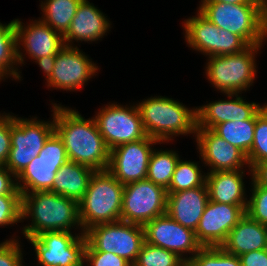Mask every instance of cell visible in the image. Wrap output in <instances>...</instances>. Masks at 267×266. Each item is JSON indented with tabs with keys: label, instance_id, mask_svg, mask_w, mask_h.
I'll use <instances>...</instances> for the list:
<instances>
[{
	"label": "cell",
	"instance_id": "cell-24",
	"mask_svg": "<svg viewBox=\"0 0 267 266\" xmlns=\"http://www.w3.org/2000/svg\"><path fill=\"white\" fill-rule=\"evenodd\" d=\"M94 172V169L86 165L68 160L57 171L50 191L79 203Z\"/></svg>",
	"mask_w": 267,
	"mask_h": 266
},
{
	"label": "cell",
	"instance_id": "cell-25",
	"mask_svg": "<svg viewBox=\"0 0 267 266\" xmlns=\"http://www.w3.org/2000/svg\"><path fill=\"white\" fill-rule=\"evenodd\" d=\"M193 17L184 20L185 41L188 47L204 53L207 57L217 56L219 28L211 23L199 10Z\"/></svg>",
	"mask_w": 267,
	"mask_h": 266
},
{
	"label": "cell",
	"instance_id": "cell-1",
	"mask_svg": "<svg viewBox=\"0 0 267 266\" xmlns=\"http://www.w3.org/2000/svg\"><path fill=\"white\" fill-rule=\"evenodd\" d=\"M55 132L63 140L68 160L95 171L107 170L110 149L100 134L94 118L84 119L72 108L52 103Z\"/></svg>",
	"mask_w": 267,
	"mask_h": 266
},
{
	"label": "cell",
	"instance_id": "cell-14",
	"mask_svg": "<svg viewBox=\"0 0 267 266\" xmlns=\"http://www.w3.org/2000/svg\"><path fill=\"white\" fill-rule=\"evenodd\" d=\"M162 144L152 137L124 143L110 150L107 170L121 183L147 178L149 159L154 148L152 145Z\"/></svg>",
	"mask_w": 267,
	"mask_h": 266
},
{
	"label": "cell",
	"instance_id": "cell-34",
	"mask_svg": "<svg viewBox=\"0 0 267 266\" xmlns=\"http://www.w3.org/2000/svg\"><path fill=\"white\" fill-rule=\"evenodd\" d=\"M252 194L247 200L246 214L260 224L267 226V187L258 185L251 174Z\"/></svg>",
	"mask_w": 267,
	"mask_h": 266
},
{
	"label": "cell",
	"instance_id": "cell-40",
	"mask_svg": "<svg viewBox=\"0 0 267 266\" xmlns=\"http://www.w3.org/2000/svg\"><path fill=\"white\" fill-rule=\"evenodd\" d=\"M21 194L16 177L3 165L0 167V195Z\"/></svg>",
	"mask_w": 267,
	"mask_h": 266
},
{
	"label": "cell",
	"instance_id": "cell-2",
	"mask_svg": "<svg viewBox=\"0 0 267 266\" xmlns=\"http://www.w3.org/2000/svg\"><path fill=\"white\" fill-rule=\"evenodd\" d=\"M21 217L22 221L31 217L32 221L22 228L26 239L44 232H71L75 227L81 228L80 232L84 233L79 220L78 203L51 191L23 193Z\"/></svg>",
	"mask_w": 267,
	"mask_h": 266
},
{
	"label": "cell",
	"instance_id": "cell-44",
	"mask_svg": "<svg viewBox=\"0 0 267 266\" xmlns=\"http://www.w3.org/2000/svg\"><path fill=\"white\" fill-rule=\"evenodd\" d=\"M201 3L262 4L259 0H201Z\"/></svg>",
	"mask_w": 267,
	"mask_h": 266
},
{
	"label": "cell",
	"instance_id": "cell-7",
	"mask_svg": "<svg viewBox=\"0 0 267 266\" xmlns=\"http://www.w3.org/2000/svg\"><path fill=\"white\" fill-rule=\"evenodd\" d=\"M54 132V121L11 115V149L4 166L17 177L39 155Z\"/></svg>",
	"mask_w": 267,
	"mask_h": 266
},
{
	"label": "cell",
	"instance_id": "cell-5",
	"mask_svg": "<svg viewBox=\"0 0 267 266\" xmlns=\"http://www.w3.org/2000/svg\"><path fill=\"white\" fill-rule=\"evenodd\" d=\"M262 46L254 44L239 53L209 56L205 69L208 81L223 94L249 90L257 74L255 57Z\"/></svg>",
	"mask_w": 267,
	"mask_h": 266
},
{
	"label": "cell",
	"instance_id": "cell-3",
	"mask_svg": "<svg viewBox=\"0 0 267 266\" xmlns=\"http://www.w3.org/2000/svg\"><path fill=\"white\" fill-rule=\"evenodd\" d=\"M147 136L160 143L172 141L173 136L196 135V108L189 109L172 98L154 96L136 104Z\"/></svg>",
	"mask_w": 267,
	"mask_h": 266
},
{
	"label": "cell",
	"instance_id": "cell-12",
	"mask_svg": "<svg viewBox=\"0 0 267 266\" xmlns=\"http://www.w3.org/2000/svg\"><path fill=\"white\" fill-rule=\"evenodd\" d=\"M93 118L110 150L147 136L138 107L134 104L129 107L119 105V103H109L102 107Z\"/></svg>",
	"mask_w": 267,
	"mask_h": 266
},
{
	"label": "cell",
	"instance_id": "cell-20",
	"mask_svg": "<svg viewBox=\"0 0 267 266\" xmlns=\"http://www.w3.org/2000/svg\"><path fill=\"white\" fill-rule=\"evenodd\" d=\"M105 14L88 0H82L77 7L69 29L63 35L64 44L72 46L73 40L96 42L107 35L111 22ZM106 33V34H105Z\"/></svg>",
	"mask_w": 267,
	"mask_h": 266
},
{
	"label": "cell",
	"instance_id": "cell-32",
	"mask_svg": "<svg viewBox=\"0 0 267 266\" xmlns=\"http://www.w3.org/2000/svg\"><path fill=\"white\" fill-rule=\"evenodd\" d=\"M183 261L170 250L144 242L132 266H182Z\"/></svg>",
	"mask_w": 267,
	"mask_h": 266
},
{
	"label": "cell",
	"instance_id": "cell-17",
	"mask_svg": "<svg viewBox=\"0 0 267 266\" xmlns=\"http://www.w3.org/2000/svg\"><path fill=\"white\" fill-rule=\"evenodd\" d=\"M17 35V58L18 64H24L25 55L27 54L32 60L42 58L43 56L57 55L64 47L63 35L40 18L32 19L27 26L19 19H14ZM24 48L23 52L21 49ZM24 56V57H23Z\"/></svg>",
	"mask_w": 267,
	"mask_h": 266
},
{
	"label": "cell",
	"instance_id": "cell-8",
	"mask_svg": "<svg viewBox=\"0 0 267 266\" xmlns=\"http://www.w3.org/2000/svg\"><path fill=\"white\" fill-rule=\"evenodd\" d=\"M84 234L87 243L95 251L114 253L131 264L145 242L143 226L122 220L95 225Z\"/></svg>",
	"mask_w": 267,
	"mask_h": 266
},
{
	"label": "cell",
	"instance_id": "cell-37",
	"mask_svg": "<svg viewBox=\"0 0 267 266\" xmlns=\"http://www.w3.org/2000/svg\"><path fill=\"white\" fill-rule=\"evenodd\" d=\"M85 262L90 266H132L123 257L114 253L95 251L88 243L85 250Z\"/></svg>",
	"mask_w": 267,
	"mask_h": 266
},
{
	"label": "cell",
	"instance_id": "cell-41",
	"mask_svg": "<svg viewBox=\"0 0 267 266\" xmlns=\"http://www.w3.org/2000/svg\"><path fill=\"white\" fill-rule=\"evenodd\" d=\"M239 258L241 266H267V252L265 249L241 254Z\"/></svg>",
	"mask_w": 267,
	"mask_h": 266
},
{
	"label": "cell",
	"instance_id": "cell-16",
	"mask_svg": "<svg viewBox=\"0 0 267 266\" xmlns=\"http://www.w3.org/2000/svg\"><path fill=\"white\" fill-rule=\"evenodd\" d=\"M247 205H230L208 201L195 230L197 241L202 247H219L229 232L246 214Z\"/></svg>",
	"mask_w": 267,
	"mask_h": 266
},
{
	"label": "cell",
	"instance_id": "cell-28",
	"mask_svg": "<svg viewBox=\"0 0 267 266\" xmlns=\"http://www.w3.org/2000/svg\"><path fill=\"white\" fill-rule=\"evenodd\" d=\"M17 35L14 19L8 24L0 22V73L14 80H21L18 72Z\"/></svg>",
	"mask_w": 267,
	"mask_h": 266
},
{
	"label": "cell",
	"instance_id": "cell-19",
	"mask_svg": "<svg viewBox=\"0 0 267 266\" xmlns=\"http://www.w3.org/2000/svg\"><path fill=\"white\" fill-rule=\"evenodd\" d=\"M225 95L229 99L213 101L199 108L196 107L197 129L212 130L222 122L248 120L263 107L259 103L245 101L239 94Z\"/></svg>",
	"mask_w": 267,
	"mask_h": 266
},
{
	"label": "cell",
	"instance_id": "cell-45",
	"mask_svg": "<svg viewBox=\"0 0 267 266\" xmlns=\"http://www.w3.org/2000/svg\"><path fill=\"white\" fill-rule=\"evenodd\" d=\"M262 31L265 40H267V0L262 2Z\"/></svg>",
	"mask_w": 267,
	"mask_h": 266
},
{
	"label": "cell",
	"instance_id": "cell-13",
	"mask_svg": "<svg viewBox=\"0 0 267 266\" xmlns=\"http://www.w3.org/2000/svg\"><path fill=\"white\" fill-rule=\"evenodd\" d=\"M143 228L145 242L170 250L184 261L191 260L202 248L196 239L195 232L173 220L167 213L149 221ZM187 254L190 256L188 257Z\"/></svg>",
	"mask_w": 267,
	"mask_h": 266
},
{
	"label": "cell",
	"instance_id": "cell-15",
	"mask_svg": "<svg viewBox=\"0 0 267 266\" xmlns=\"http://www.w3.org/2000/svg\"><path fill=\"white\" fill-rule=\"evenodd\" d=\"M74 46L64 45L57 53L53 72L46 82L48 88L77 91L98 72L96 63Z\"/></svg>",
	"mask_w": 267,
	"mask_h": 266
},
{
	"label": "cell",
	"instance_id": "cell-46",
	"mask_svg": "<svg viewBox=\"0 0 267 266\" xmlns=\"http://www.w3.org/2000/svg\"><path fill=\"white\" fill-rule=\"evenodd\" d=\"M182 266H197L192 260L183 261Z\"/></svg>",
	"mask_w": 267,
	"mask_h": 266
},
{
	"label": "cell",
	"instance_id": "cell-29",
	"mask_svg": "<svg viewBox=\"0 0 267 266\" xmlns=\"http://www.w3.org/2000/svg\"><path fill=\"white\" fill-rule=\"evenodd\" d=\"M179 158L178 153L172 149H154L149 159L147 179L167 190Z\"/></svg>",
	"mask_w": 267,
	"mask_h": 266
},
{
	"label": "cell",
	"instance_id": "cell-10",
	"mask_svg": "<svg viewBox=\"0 0 267 266\" xmlns=\"http://www.w3.org/2000/svg\"><path fill=\"white\" fill-rule=\"evenodd\" d=\"M167 190L146 179L124 185L121 220L144 226L166 213Z\"/></svg>",
	"mask_w": 267,
	"mask_h": 266
},
{
	"label": "cell",
	"instance_id": "cell-30",
	"mask_svg": "<svg viewBox=\"0 0 267 266\" xmlns=\"http://www.w3.org/2000/svg\"><path fill=\"white\" fill-rule=\"evenodd\" d=\"M198 162L183 161L179 158L167 193L185 191L203 186L206 183V174H202Z\"/></svg>",
	"mask_w": 267,
	"mask_h": 266
},
{
	"label": "cell",
	"instance_id": "cell-21",
	"mask_svg": "<svg viewBox=\"0 0 267 266\" xmlns=\"http://www.w3.org/2000/svg\"><path fill=\"white\" fill-rule=\"evenodd\" d=\"M208 201L206 183L185 191L168 193L166 213L182 226L195 232Z\"/></svg>",
	"mask_w": 267,
	"mask_h": 266
},
{
	"label": "cell",
	"instance_id": "cell-31",
	"mask_svg": "<svg viewBox=\"0 0 267 266\" xmlns=\"http://www.w3.org/2000/svg\"><path fill=\"white\" fill-rule=\"evenodd\" d=\"M254 139L248 153L247 161L250 170L261 162L267 161V104L256 113Z\"/></svg>",
	"mask_w": 267,
	"mask_h": 266
},
{
	"label": "cell",
	"instance_id": "cell-22",
	"mask_svg": "<svg viewBox=\"0 0 267 266\" xmlns=\"http://www.w3.org/2000/svg\"><path fill=\"white\" fill-rule=\"evenodd\" d=\"M244 170L207 172L209 200L230 205H247Z\"/></svg>",
	"mask_w": 267,
	"mask_h": 266
},
{
	"label": "cell",
	"instance_id": "cell-48",
	"mask_svg": "<svg viewBox=\"0 0 267 266\" xmlns=\"http://www.w3.org/2000/svg\"><path fill=\"white\" fill-rule=\"evenodd\" d=\"M265 251L267 252V236H266Z\"/></svg>",
	"mask_w": 267,
	"mask_h": 266
},
{
	"label": "cell",
	"instance_id": "cell-18",
	"mask_svg": "<svg viewBox=\"0 0 267 266\" xmlns=\"http://www.w3.org/2000/svg\"><path fill=\"white\" fill-rule=\"evenodd\" d=\"M195 139L201 156L199 158L204 166L206 164L209 167L210 172L242 170L247 166L252 174L246 155L211 129H197Z\"/></svg>",
	"mask_w": 267,
	"mask_h": 266
},
{
	"label": "cell",
	"instance_id": "cell-39",
	"mask_svg": "<svg viewBox=\"0 0 267 266\" xmlns=\"http://www.w3.org/2000/svg\"><path fill=\"white\" fill-rule=\"evenodd\" d=\"M11 115L0 113V162L5 165L11 149Z\"/></svg>",
	"mask_w": 267,
	"mask_h": 266
},
{
	"label": "cell",
	"instance_id": "cell-43",
	"mask_svg": "<svg viewBox=\"0 0 267 266\" xmlns=\"http://www.w3.org/2000/svg\"><path fill=\"white\" fill-rule=\"evenodd\" d=\"M55 57L56 55L43 56L42 58L35 59L34 61L39 65V67H41L40 69L44 72L46 81L50 78L53 72Z\"/></svg>",
	"mask_w": 267,
	"mask_h": 266
},
{
	"label": "cell",
	"instance_id": "cell-47",
	"mask_svg": "<svg viewBox=\"0 0 267 266\" xmlns=\"http://www.w3.org/2000/svg\"><path fill=\"white\" fill-rule=\"evenodd\" d=\"M4 79H5V77L0 73V81L4 80Z\"/></svg>",
	"mask_w": 267,
	"mask_h": 266
},
{
	"label": "cell",
	"instance_id": "cell-36",
	"mask_svg": "<svg viewBox=\"0 0 267 266\" xmlns=\"http://www.w3.org/2000/svg\"><path fill=\"white\" fill-rule=\"evenodd\" d=\"M217 39V56L235 54L243 51L249 45L238 35L219 28Z\"/></svg>",
	"mask_w": 267,
	"mask_h": 266
},
{
	"label": "cell",
	"instance_id": "cell-33",
	"mask_svg": "<svg viewBox=\"0 0 267 266\" xmlns=\"http://www.w3.org/2000/svg\"><path fill=\"white\" fill-rule=\"evenodd\" d=\"M191 260L197 266H241L239 256L219 247H202Z\"/></svg>",
	"mask_w": 267,
	"mask_h": 266
},
{
	"label": "cell",
	"instance_id": "cell-27",
	"mask_svg": "<svg viewBox=\"0 0 267 266\" xmlns=\"http://www.w3.org/2000/svg\"><path fill=\"white\" fill-rule=\"evenodd\" d=\"M82 0H45L41 1L40 18L53 30L64 35L70 27L73 17L76 14L78 5ZM44 16V17H43Z\"/></svg>",
	"mask_w": 267,
	"mask_h": 266
},
{
	"label": "cell",
	"instance_id": "cell-4",
	"mask_svg": "<svg viewBox=\"0 0 267 266\" xmlns=\"http://www.w3.org/2000/svg\"><path fill=\"white\" fill-rule=\"evenodd\" d=\"M124 184L108 170L95 171L88 188L78 203L82 230L104 223L121 220Z\"/></svg>",
	"mask_w": 267,
	"mask_h": 266
},
{
	"label": "cell",
	"instance_id": "cell-9",
	"mask_svg": "<svg viewBox=\"0 0 267 266\" xmlns=\"http://www.w3.org/2000/svg\"><path fill=\"white\" fill-rule=\"evenodd\" d=\"M35 250L40 266H84L87 241L84 233L44 232L27 238Z\"/></svg>",
	"mask_w": 267,
	"mask_h": 266
},
{
	"label": "cell",
	"instance_id": "cell-35",
	"mask_svg": "<svg viewBox=\"0 0 267 266\" xmlns=\"http://www.w3.org/2000/svg\"><path fill=\"white\" fill-rule=\"evenodd\" d=\"M22 194L0 195V227L22 222Z\"/></svg>",
	"mask_w": 267,
	"mask_h": 266
},
{
	"label": "cell",
	"instance_id": "cell-23",
	"mask_svg": "<svg viewBox=\"0 0 267 266\" xmlns=\"http://www.w3.org/2000/svg\"><path fill=\"white\" fill-rule=\"evenodd\" d=\"M267 226L245 214L229 232L221 247L228 253L240 256L250 251L265 249Z\"/></svg>",
	"mask_w": 267,
	"mask_h": 266
},
{
	"label": "cell",
	"instance_id": "cell-26",
	"mask_svg": "<svg viewBox=\"0 0 267 266\" xmlns=\"http://www.w3.org/2000/svg\"><path fill=\"white\" fill-rule=\"evenodd\" d=\"M255 124L256 114L244 121L222 122L217 124L212 131L247 156L253 144Z\"/></svg>",
	"mask_w": 267,
	"mask_h": 266
},
{
	"label": "cell",
	"instance_id": "cell-6",
	"mask_svg": "<svg viewBox=\"0 0 267 266\" xmlns=\"http://www.w3.org/2000/svg\"><path fill=\"white\" fill-rule=\"evenodd\" d=\"M198 10L218 28L240 36L248 45L265 41L262 4L200 3Z\"/></svg>",
	"mask_w": 267,
	"mask_h": 266
},
{
	"label": "cell",
	"instance_id": "cell-38",
	"mask_svg": "<svg viewBox=\"0 0 267 266\" xmlns=\"http://www.w3.org/2000/svg\"><path fill=\"white\" fill-rule=\"evenodd\" d=\"M19 241L13 236L0 243V266H23V254Z\"/></svg>",
	"mask_w": 267,
	"mask_h": 266
},
{
	"label": "cell",
	"instance_id": "cell-42",
	"mask_svg": "<svg viewBox=\"0 0 267 266\" xmlns=\"http://www.w3.org/2000/svg\"><path fill=\"white\" fill-rule=\"evenodd\" d=\"M252 179L258 185L267 187V161L258 163L252 168Z\"/></svg>",
	"mask_w": 267,
	"mask_h": 266
},
{
	"label": "cell",
	"instance_id": "cell-11",
	"mask_svg": "<svg viewBox=\"0 0 267 266\" xmlns=\"http://www.w3.org/2000/svg\"><path fill=\"white\" fill-rule=\"evenodd\" d=\"M67 161L63 140L54 132L45 142L39 155L16 177L18 190L21 194L50 191L57 171Z\"/></svg>",
	"mask_w": 267,
	"mask_h": 266
}]
</instances>
